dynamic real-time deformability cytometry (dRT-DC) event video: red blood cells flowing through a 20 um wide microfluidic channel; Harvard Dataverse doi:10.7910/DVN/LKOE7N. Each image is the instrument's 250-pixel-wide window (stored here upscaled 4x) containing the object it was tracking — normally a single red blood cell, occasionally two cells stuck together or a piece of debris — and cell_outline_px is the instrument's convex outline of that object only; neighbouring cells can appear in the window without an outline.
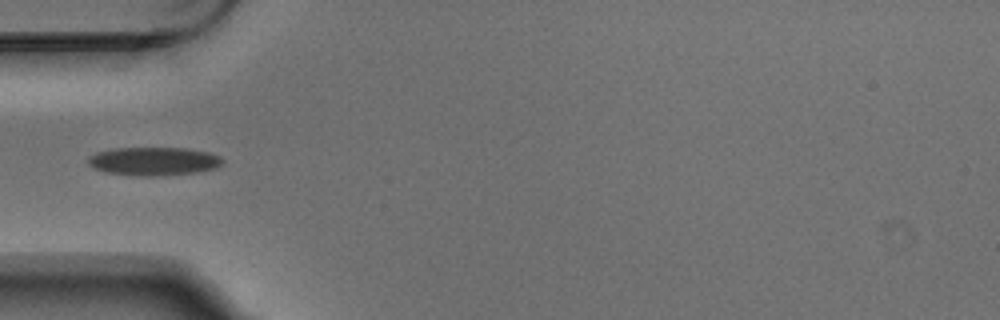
{"species": "Egyptian fruit bat (a non-hibernating species)", "species_latin": "Rousettus aegyptiacus", "temperature_condition": "warm", "stored_images_in_passage": 1, "camera_frame_rate_fps": 3000, "um_per_image_px": 0.085, "animal": {"sex": "male"}, "frame": {"image": 1, "passage_image": 1, "time_ms": 0.0, "image_size_px": [1000, 320], "cell_outline_px": [[224, 160], [216, 168], [196, 172], [156, 176], [140, 176], [104, 172], [92, 168], [88, 164], [88, 156], [96, 152], [112, 148], [188, 148], [208, 152], [220, 156]], "centroid_in_image_um": [13.03, 13.7], "position_along_channel_um": 72.0, "area_um2": 22.37}}